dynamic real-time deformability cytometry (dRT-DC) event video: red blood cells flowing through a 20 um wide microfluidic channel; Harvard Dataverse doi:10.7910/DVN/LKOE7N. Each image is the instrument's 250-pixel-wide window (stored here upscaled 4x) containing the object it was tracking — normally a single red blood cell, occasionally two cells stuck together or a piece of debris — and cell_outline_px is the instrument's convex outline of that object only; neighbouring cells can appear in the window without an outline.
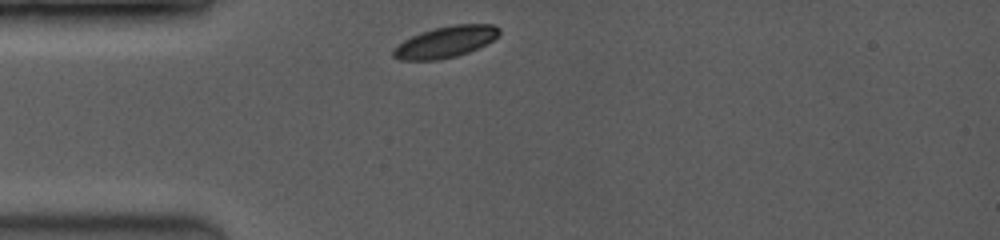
{"species": "common noctule bat (a hibernating species)", "species_latin": "Nyctalus noctula", "temperature_condition": "room temperature", "stored_images_in_passage": 31, "camera_frame_rate_fps": 3500, "um_per_image_px": 0.085, "animal": {"sex": "female", "body_mass_g": 19.0, "forearm_length_mm": 53.3}, "frame": {"image": 1, "passage_image": 1, "time_ms": 0.0, "image_size_px": [1000, 240], "cell_outline_px": [[500, 36], [468, 52], [456, 56], [436, 60], [400, 60], [392, 56], [392, 48], [396, 44], [420, 32], [452, 24], [492, 24], [500, 28]], "centroid_in_image_um": [37.84, 3.56], "position_along_channel_um": 47.2, "area_um2": 19.36}}
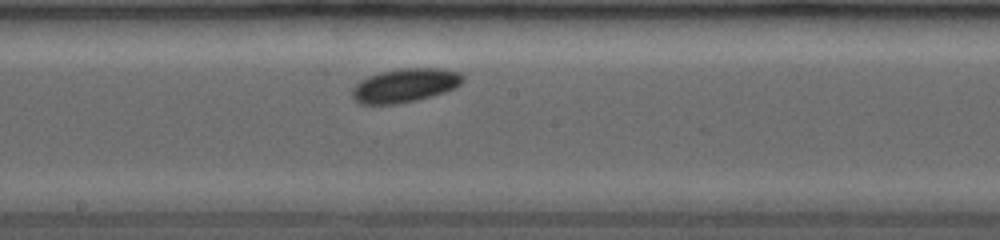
{"frame": {"image": 2, "passage_image": 14, "time_ms": 3.714, "image_size_px": [1000, 240], "cell_outline_px": [[464, 80], [456, 88], [444, 92], [416, 100], [396, 104], [360, 104], [352, 96], [352, 88], [360, 80], [368, 76], [380, 72], [400, 68], [444, 68], [460, 72], [464, 76]], "centroid_in_image_um": [34.44, 7.24], "position_along_channel_um": 213.8, "area_um2": 21.91}}
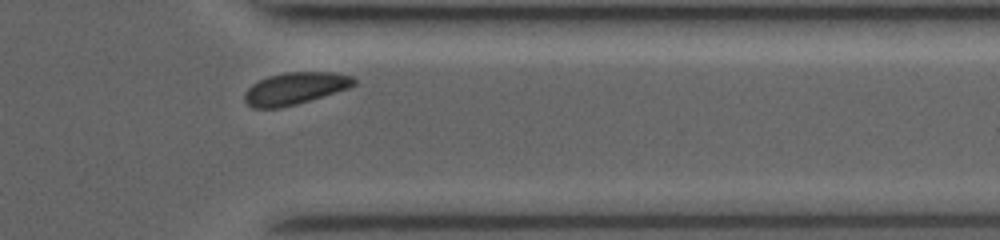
{"frame": {"image": 3, "passage_image": 28, "time_ms": 7.714, "image_size_px": [1000, 240], "cell_outline_px": [[356, 84], [348, 88], [296, 104], [280, 108], [252, 108], [244, 100], [244, 92], [252, 84], [268, 76], [284, 72], [336, 72], [352, 76], [356, 80]], "centroid_in_image_um": [25.06, 7.51], "position_along_channel_um": 386.3, "area_um2": 20.4}, "authors_computed_cell_mechanics": {"area_um2": 20.808, "velocity_mm_per_s": 4.0097, "shape_relaxation_time_tau1_ms": 1.1031, "shape_relaxation_time_tau2_ms": 7.4806, "deformation_change_tau1": 0.0671, "deformation_change_tau2": 0.1045}}